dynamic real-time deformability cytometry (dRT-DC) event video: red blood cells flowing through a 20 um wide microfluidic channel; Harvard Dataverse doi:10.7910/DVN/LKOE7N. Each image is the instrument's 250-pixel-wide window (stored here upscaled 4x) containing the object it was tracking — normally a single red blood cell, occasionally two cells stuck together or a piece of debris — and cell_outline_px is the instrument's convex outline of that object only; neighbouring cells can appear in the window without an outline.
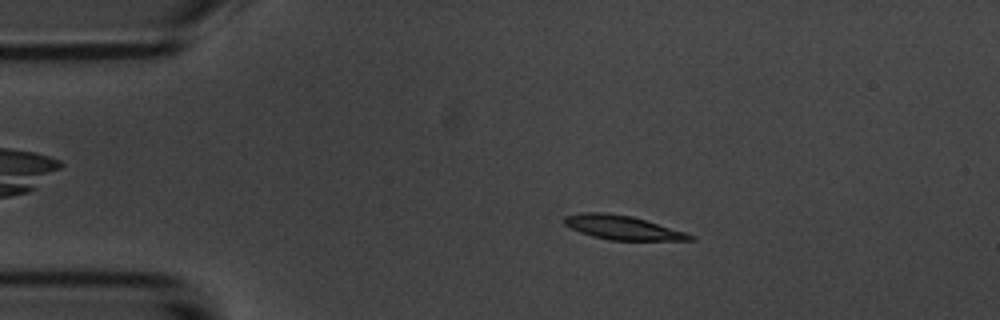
{"species": "common noctule bat (a hibernating species)", "species_latin": "Nyctalus noctula", "temperature_condition": "room temperature", "stored_images_in_passage": 4, "camera_frame_rate_fps": 3000, "um_per_image_px": 0.085, "animal": {"sex": "male", "body_mass_g": 20.1, "forearm_length_mm": 53.5}, "frame": {"image": 1, "passage_image": 3, "time_ms": 2.333, "image_size_px": [1000, 320], "cell_outline_px": [[696, 240], [608, 240], [592, 236], [580, 232], [564, 224], [564, 216], [580, 212], [604, 212], [632, 216], [684, 232], [696, 236]], "centroid_in_image_um": [52.88, 19.34], "position_along_channel_um": 32.1, "area_um2": 17.51}}